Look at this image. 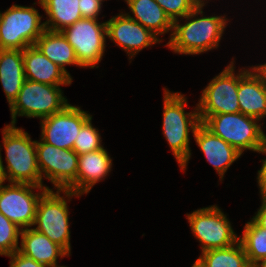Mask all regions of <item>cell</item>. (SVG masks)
Segmentation results:
<instances>
[{"label": "cell", "instance_id": "d4e9b609", "mask_svg": "<svg viewBox=\"0 0 266 267\" xmlns=\"http://www.w3.org/2000/svg\"><path fill=\"white\" fill-rule=\"evenodd\" d=\"M239 241L251 266L266 258V229L259 227L252 219L244 226Z\"/></svg>", "mask_w": 266, "mask_h": 267}, {"label": "cell", "instance_id": "cb8c5ba5", "mask_svg": "<svg viewBox=\"0 0 266 267\" xmlns=\"http://www.w3.org/2000/svg\"><path fill=\"white\" fill-rule=\"evenodd\" d=\"M198 260L204 267H252L240 241L227 248L201 252Z\"/></svg>", "mask_w": 266, "mask_h": 267}, {"label": "cell", "instance_id": "6da1fadb", "mask_svg": "<svg viewBox=\"0 0 266 267\" xmlns=\"http://www.w3.org/2000/svg\"><path fill=\"white\" fill-rule=\"evenodd\" d=\"M205 0L185 18L173 21V30L169 42L170 50L177 54L197 55L219 47L220 40L226 30L228 19L224 16H203ZM202 17H198V15ZM197 16V17H196Z\"/></svg>", "mask_w": 266, "mask_h": 267}, {"label": "cell", "instance_id": "4dcf8cb0", "mask_svg": "<svg viewBox=\"0 0 266 267\" xmlns=\"http://www.w3.org/2000/svg\"><path fill=\"white\" fill-rule=\"evenodd\" d=\"M257 153L266 154V136L263 145L258 149ZM262 167L257 173V182L260 188V194H266V159H262Z\"/></svg>", "mask_w": 266, "mask_h": 267}, {"label": "cell", "instance_id": "3957f363", "mask_svg": "<svg viewBox=\"0 0 266 267\" xmlns=\"http://www.w3.org/2000/svg\"><path fill=\"white\" fill-rule=\"evenodd\" d=\"M16 125H6L2 129L3 147L6 153V168L2 167L4 180L9 183H29L47 187L43 184L37 164L36 141ZM7 169V170H6Z\"/></svg>", "mask_w": 266, "mask_h": 267}, {"label": "cell", "instance_id": "f1b7e54d", "mask_svg": "<svg viewBox=\"0 0 266 267\" xmlns=\"http://www.w3.org/2000/svg\"><path fill=\"white\" fill-rule=\"evenodd\" d=\"M78 4L82 18L98 20V15L102 7L101 5H103L99 0H79Z\"/></svg>", "mask_w": 266, "mask_h": 267}, {"label": "cell", "instance_id": "8992f818", "mask_svg": "<svg viewBox=\"0 0 266 267\" xmlns=\"http://www.w3.org/2000/svg\"><path fill=\"white\" fill-rule=\"evenodd\" d=\"M42 16L34 7L12 5L0 11V49L24 50L35 44L46 30Z\"/></svg>", "mask_w": 266, "mask_h": 267}, {"label": "cell", "instance_id": "e575fe53", "mask_svg": "<svg viewBox=\"0 0 266 267\" xmlns=\"http://www.w3.org/2000/svg\"><path fill=\"white\" fill-rule=\"evenodd\" d=\"M252 267H266V258L260 260L259 262H257L255 265H253Z\"/></svg>", "mask_w": 266, "mask_h": 267}, {"label": "cell", "instance_id": "30bf717a", "mask_svg": "<svg viewBox=\"0 0 266 267\" xmlns=\"http://www.w3.org/2000/svg\"><path fill=\"white\" fill-rule=\"evenodd\" d=\"M37 164L43 181L48 179L56 190L76 194L79 155L70 149H60L40 139L36 140Z\"/></svg>", "mask_w": 266, "mask_h": 267}, {"label": "cell", "instance_id": "7c38bea8", "mask_svg": "<svg viewBox=\"0 0 266 267\" xmlns=\"http://www.w3.org/2000/svg\"><path fill=\"white\" fill-rule=\"evenodd\" d=\"M34 189L40 192L34 193ZM47 187L29 183L0 184V212L21 229L33 226L37 204Z\"/></svg>", "mask_w": 266, "mask_h": 267}, {"label": "cell", "instance_id": "7a4b0ae2", "mask_svg": "<svg viewBox=\"0 0 266 267\" xmlns=\"http://www.w3.org/2000/svg\"><path fill=\"white\" fill-rule=\"evenodd\" d=\"M186 99L184 94L164 89L163 134L183 171L191 157L189 132L193 134L200 124L197 104L194 111L185 112Z\"/></svg>", "mask_w": 266, "mask_h": 267}, {"label": "cell", "instance_id": "d6a6232c", "mask_svg": "<svg viewBox=\"0 0 266 267\" xmlns=\"http://www.w3.org/2000/svg\"><path fill=\"white\" fill-rule=\"evenodd\" d=\"M254 72L262 79L263 84L266 86V63L251 67Z\"/></svg>", "mask_w": 266, "mask_h": 267}, {"label": "cell", "instance_id": "603a6c76", "mask_svg": "<svg viewBox=\"0 0 266 267\" xmlns=\"http://www.w3.org/2000/svg\"><path fill=\"white\" fill-rule=\"evenodd\" d=\"M79 0H38L44 9L45 28L50 31H62L82 18Z\"/></svg>", "mask_w": 266, "mask_h": 267}, {"label": "cell", "instance_id": "f546056e", "mask_svg": "<svg viewBox=\"0 0 266 267\" xmlns=\"http://www.w3.org/2000/svg\"><path fill=\"white\" fill-rule=\"evenodd\" d=\"M11 258L9 267H48L35 260L23 255L18 250L8 255Z\"/></svg>", "mask_w": 266, "mask_h": 267}, {"label": "cell", "instance_id": "2e32d148", "mask_svg": "<svg viewBox=\"0 0 266 267\" xmlns=\"http://www.w3.org/2000/svg\"><path fill=\"white\" fill-rule=\"evenodd\" d=\"M250 69L242 68L238 71L237 95L240 112L262 120L266 117V86L251 67Z\"/></svg>", "mask_w": 266, "mask_h": 267}, {"label": "cell", "instance_id": "e0dca14e", "mask_svg": "<svg viewBox=\"0 0 266 267\" xmlns=\"http://www.w3.org/2000/svg\"><path fill=\"white\" fill-rule=\"evenodd\" d=\"M112 159L104 147L79 155L76 176V194H88L92 187L104 180L112 168Z\"/></svg>", "mask_w": 266, "mask_h": 267}, {"label": "cell", "instance_id": "83f0119b", "mask_svg": "<svg viewBox=\"0 0 266 267\" xmlns=\"http://www.w3.org/2000/svg\"><path fill=\"white\" fill-rule=\"evenodd\" d=\"M172 21L181 19L193 11L204 0H155Z\"/></svg>", "mask_w": 266, "mask_h": 267}, {"label": "cell", "instance_id": "9c48e42d", "mask_svg": "<svg viewBox=\"0 0 266 267\" xmlns=\"http://www.w3.org/2000/svg\"><path fill=\"white\" fill-rule=\"evenodd\" d=\"M193 236L201 243L202 252L227 248L239 241L227 215L217 205L186 214Z\"/></svg>", "mask_w": 266, "mask_h": 267}, {"label": "cell", "instance_id": "4fadbf2b", "mask_svg": "<svg viewBox=\"0 0 266 267\" xmlns=\"http://www.w3.org/2000/svg\"><path fill=\"white\" fill-rule=\"evenodd\" d=\"M92 117L81 107L68 104L62 111L40 120L41 140L60 149L73 150L81 127Z\"/></svg>", "mask_w": 266, "mask_h": 267}, {"label": "cell", "instance_id": "ac0fdd59", "mask_svg": "<svg viewBox=\"0 0 266 267\" xmlns=\"http://www.w3.org/2000/svg\"><path fill=\"white\" fill-rule=\"evenodd\" d=\"M25 78L48 85H71L72 80L62 69L41 53L35 45L23 50Z\"/></svg>", "mask_w": 266, "mask_h": 267}, {"label": "cell", "instance_id": "8fae6325", "mask_svg": "<svg viewBox=\"0 0 266 267\" xmlns=\"http://www.w3.org/2000/svg\"><path fill=\"white\" fill-rule=\"evenodd\" d=\"M234 60L203 89L197 104L200 123L215 114L239 113L238 73Z\"/></svg>", "mask_w": 266, "mask_h": 267}, {"label": "cell", "instance_id": "5bb4252c", "mask_svg": "<svg viewBox=\"0 0 266 267\" xmlns=\"http://www.w3.org/2000/svg\"><path fill=\"white\" fill-rule=\"evenodd\" d=\"M107 37L128 54L129 60L142 49L161 43L162 40L125 12L106 21ZM135 55V56H134Z\"/></svg>", "mask_w": 266, "mask_h": 267}, {"label": "cell", "instance_id": "d6986e66", "mask_svg": "<svg viewBox=\"0 0 266 267\" xmlns=\"http://www.w3.org/2000/svg\"><path fill=\"white\" fill-rule=\"evenodd\" d=\"M21 244L18 251L48 267H59L57 259L70 256L61 246L34 228L21 229Z\"/></svg>", "mask_w": 266, "mask_h": 267}, {"label": "cell", "instance_id": "52a82bcc", "mask_svg": "<svg viewBox=\"0 0 266 267\" xmlns=\"http://www.w3.org/2000/svg\"><path fill=\"white\" fill-rule=\"evenodd\" d=\"M60 86L26 79L17 98L9 106L10 125L16 124L17 116L43 119L62 111L69 103Z\"/></svg>", "mask_w": 266, "mask_h": 267}, {"label": "cell", "instance_id": "836d02e7", "mask_svg": "<svg viewBox=\"0 0 266 267\" xmlns=\"http://www.w3.org/2000/svg\"><path fill=\"white\" fill-rule=\"evenodd\" d=\"M1 146H0V184L4 183V175H3V171H2V167H4L3 165V161H2V156H1Z\"/></svg>", "mask_w": 266, "mask_h": 267}, {"label": "cell", "instance_id": "d590c367", "mask_svg": "<svg viewBox=\"0 0 266 267\" xmlns=\"http://www.w3.org/2000/svg\"><path fill=\"white\" fill-rule=\"evenodd\" d=\"M192 267H204L200 262L199 260L197 259L194 264L192 265Z\"/></svg>", "mask_w": 266, "mask_h": 267}, {"label": "cell", "instance_id": "ffe728a7", "mask_svg": "<svg viewBox=\"0 0 266 267\" xmlns=\"http://www.w3.org/2000/svg\"><path fill=\"white\" fill-rule=\"evenodd\" d=\"M22 50L0 49V82L9 106L25 82Z\"/></svg>", "mask_w": 266, "mask_h": 267}, {"label": "cell", "instance_id": "5b68a950", "mask_svg": "<svg viewBox=\"0 0 266 267\" xmlns=\"http://www.w3.org/2000/svg\"><path fill=\"white\" fill-rule=\"evenodd\" d=\"M258 121L239 112L211 115L202 124L243 154L244 150L257 152L265 141L266 134Z\"/></svg>", "mask_w": 266, "mask_h": 267}, {"label": "cell", "instance_id": "277c9868", "mask_svg": "<svg viewBox=\"0 0 266 267\" xmlns=\"http://www.w3.org/2000/svg\"><path fill=\"white\" fill-rule=\"evenodd\" d=\"M62 192L64 196H61ZM79 197L69 190H47L39 199L34 229L45 234L52 242L61 246L69 255L71 254L69 207L67 202L71 197ZM68 198L67 200H65Z\"/></svg>", "mask_w": 266, "mask_h": 267}, {"label": "cell", "instance_id": "7402d4cb", "mask_svg": "<svg viewBox=\"0 0 266 267\" xmlns=\"http://www.w3.org/2000/svg\"><path fill=\"white\" fill-rule=\"evenodd\" d=\"M50 61L62 69L71 79L66 65L80 66L75 56L73 47L69 44L61 31L45 30L34 44Z\"/></svg>", "mask_w": 266, "mask_h": 267}, {"label": "cell", "instance_id": "44dd1931", "mask_svg": "<svg viewBox=\"0 0 266 267\" xmlns=\"http://www.w3.org/2000/svg\"><path fill=\"white\" fill-rule=\"evenodd\" d=\"M129 17L150 30L157 37L173 30V21L155 0H127Z\"/></svg>", "mask_w": 266, "mask_h": 267}, {"label": "cell", "instance_id": "ba28073f", "mask_svg": "<svg viewBox=\"0 0 266 267\" xmlns=\"http://www.w3.org/2000/svg\"><path fill=\"white\" fill-rule=\"evenodd\" d=\"M61 32L73 47L81 68L99 67L96 65L101 62L106 48V22L100 23L97 19L81 18Z\"/></svg>", "mask_w": 266, "mask_h": 267}, {"label": "cell", "instance_id": "484cf974", "mask_svg": "<svg viewBox=\"0 0 266 267\" xmlns=\"http://www.w3.org/2000/svg\"><path fill=\"white\" fill-rule=\"evenodd\" d=\"M102 140L99 130L93 127L92 117L81 127L74 142L73 150L82 155L102 149Z\"/></svg>", "mask_w": 266, "mask_h": 267}, {"label": "cell", "instance_id": "9a60e30c", "mask_svg": "<svg viewBox=\"0 0 266 267\" xmlns=\"http://www.w3.org/2000/svg\"><path fill=\"white\" fill-rule=\"evenodd\" d=\"M193 136L206 160L214 167L222 181L225 172L242 154L222 138L214 135L202 123L196 127Z\"/></svg>", "mask_w": 266, "mask_h": 267}, {"label": "cell", "instance_id": "4316f807", "mask_svg": "<svg viewBox=\"0 0 266 267\" xmlns=\"http://www.w3.org/2000/svg\"><path fill=\"white\" fill-rule=\"evenodd\" d=\"M21 228L0 212V255L8 256L19 249Z\"/></svg>", "mask_w": 266, "mask_h": 267}, {"label": "cell", "instance_id": "1f68e13d", "mask_svg": "<svg viewBox=\"0 0 266 267\" xmlns=\"http://www.w3.org/2000/svg\"><path fill=\"white\" fill-rule=\"evenodd\" d=\"M262 204L257 213L251 218L259 227L266 229V194H260Z\"/></svg>", "mask_w": 266, "mask_h": 267}]
</instances>
